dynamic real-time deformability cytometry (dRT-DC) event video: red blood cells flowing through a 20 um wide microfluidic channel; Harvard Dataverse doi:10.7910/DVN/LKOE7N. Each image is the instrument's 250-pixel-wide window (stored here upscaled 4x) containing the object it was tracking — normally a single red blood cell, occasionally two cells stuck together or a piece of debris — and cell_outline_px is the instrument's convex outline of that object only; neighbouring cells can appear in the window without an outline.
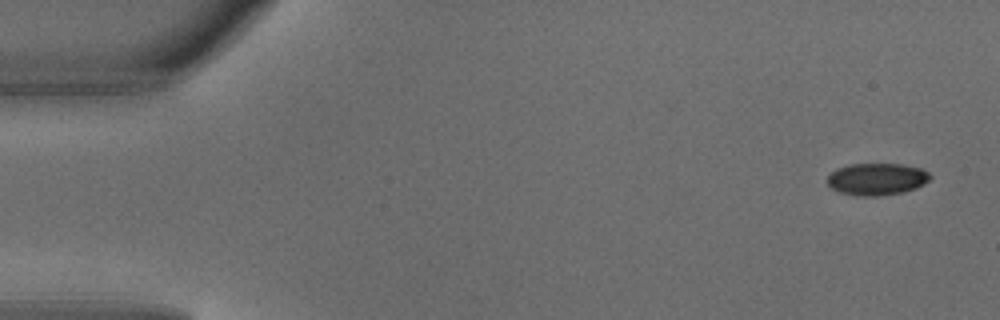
{"species": "common noctule bat (a hibernating species)", "species_latin": "Nyctalus noctula", "temperature_condition": "warm", "stored_images_in_passage": 5, "camera_frame_rate_fps": 3000, "um_per_image_px": 0.085, "animal": {"sex": "male", "body_mass_g": 18.8}, "frame": {"image": 1, "passage_image": 1, "time_ms": 0.0, "image_size_px": [1000, 320], "cell_outline_px": [[932, 176], [924, 184], [916, 188], [904, 192], [876, 196], [856, 196], [840, 192], [832, 188], [828, 184], [828, 176], [836, 168], [852, 164], [904, 164], [924, 168]], "centroid_in_image_um": [74.56, 15.22], "position_along_channel_um": 10.4, "area_um2": 19.31}}
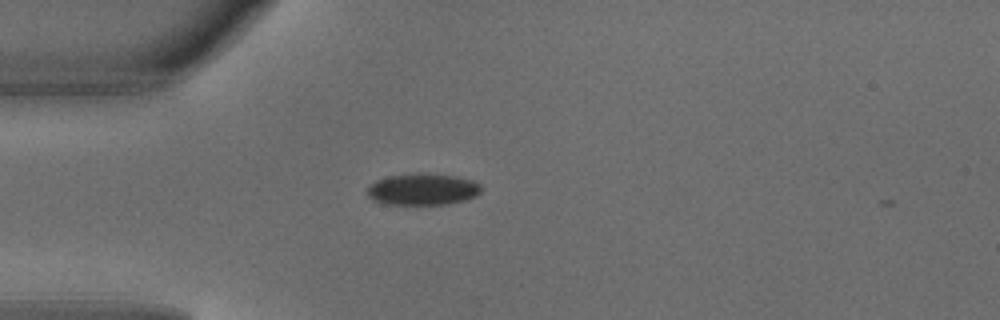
{"frame": {"image": 2, "passage_image": 4, "time_ms": 1.0, "image_size_px": [1000, 320], "cell_outline_px": [[484, 188], [476, 196], [464, 200], [448, 204], [384, 204], [372, 200], [368, 196], [368, 188], [376, 180], [388, 176], [456, 176], [472, 180], [480, 184]], "centroid_in_image_um": [35.96, 16.14], "position_along_channel_um": 49.0, "area_um2": 20.17}}